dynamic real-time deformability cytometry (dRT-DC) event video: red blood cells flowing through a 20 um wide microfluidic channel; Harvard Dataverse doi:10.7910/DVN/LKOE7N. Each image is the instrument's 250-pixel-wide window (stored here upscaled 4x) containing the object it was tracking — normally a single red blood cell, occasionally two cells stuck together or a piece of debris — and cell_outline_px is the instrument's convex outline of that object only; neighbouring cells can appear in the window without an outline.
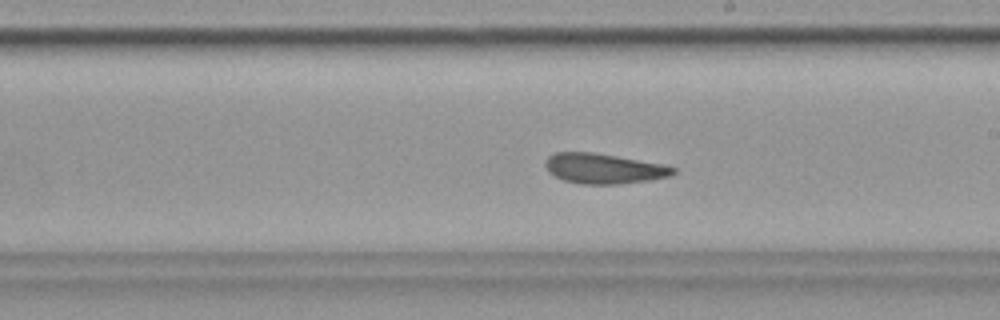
{"species": "common noctule bat (a hibernating species)", "species_latin": "Nyctalus noctula", "temperature_condition": "cold", "stored_images_in_passage": 56, "camera_frame_rate_fps": 3000, "um_per_image_px": 0.085, "animal": {"sex": "female", "body_mass_g": 19.9}, "frame": {"image": 1, "passage_image": 32, "time_ms": 10.333, "image_size_px": [1000, 320], "cell_outline_px": [[676, 172], [672, 176], [648, 180], [620, 184], [580, 184], [564, 180], [548, 172], [544, 164], [548, 156], [556, 152], [592, 152], [664, 164], [676, 168]], "centroid_in_image_um": [51.33, 14.33], "position_along_channel_um": 237.7, "area_um2": 22.48}, "authors_computed_cell_mechanics": {"area_um2": 23.0911, "velocity_mm_per_s": 3.4962, "shape_relaxation_time_tau1_ms": null, "shape_relaxation_time_tau2_ms": 5.466, "deformation_change_tau1": null, "deformation_change_tau2": 0.1083}}